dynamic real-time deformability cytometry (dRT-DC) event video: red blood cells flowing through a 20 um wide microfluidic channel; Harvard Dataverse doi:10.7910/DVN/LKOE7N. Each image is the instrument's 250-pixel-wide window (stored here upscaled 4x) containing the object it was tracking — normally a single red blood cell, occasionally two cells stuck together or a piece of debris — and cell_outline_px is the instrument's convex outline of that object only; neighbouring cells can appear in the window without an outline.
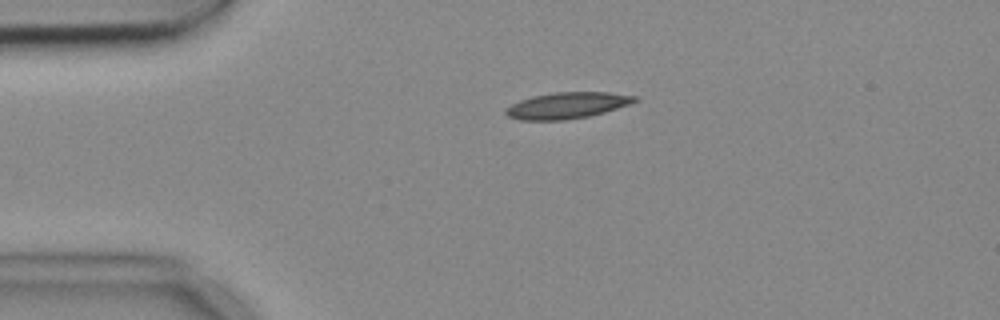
{"species": "common noctule bat (a hibernating species)", "species_latin": "Nyctalus noctula", "temperature_condition": "cold", "stored_images_in_passage": 3, "camera_frame_rate_fps": 3000, "um_per_image_px": 0.085, "animal": {"sex": "female", "body_mass_g": 18.4}, "frame": {"image": 1, "passage_image": 2, "time_ms": 0.333, "image_size_px": [1000, 320], "cell_outline_px": [[636, 100], [628, 104], [604, 112], [588, 116], [564, 120], [520, 120], [508, 116], [504, 112], [512, 104], [520, 100], [532, 96], [552, 92], [608, 92], [636, 96]], "centroid_in_image_um": [48.16, 8.96], "position_along_channel_um": 36.8, "area_um2": 19.48}}